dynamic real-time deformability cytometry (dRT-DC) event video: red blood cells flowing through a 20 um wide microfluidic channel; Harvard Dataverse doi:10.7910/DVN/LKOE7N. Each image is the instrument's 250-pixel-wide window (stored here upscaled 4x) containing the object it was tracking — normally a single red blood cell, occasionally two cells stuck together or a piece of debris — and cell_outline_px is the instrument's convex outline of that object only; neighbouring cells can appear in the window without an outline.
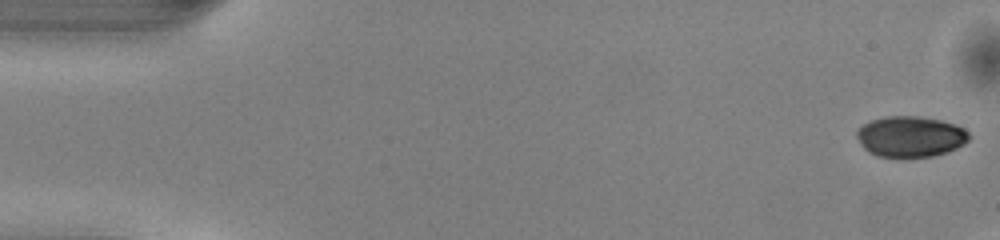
{"species": "common noctule bat (a hibernating species)", "species_latin": "Nyctalus noctula", "temperature_condition": "warm", "stored_images_in_passage": 44, "camera_frame_rate_fps": 3000, "um_per_image_px": 0.085, "animal": {"sex": "male", "body_mass_g": 13.0, "forearm_length_mm": 53.1}, "frame": {"image": 1, "passage_image": 1, "time_ms": 0.0, "image_size_px": [1000, 240], "cell_outline_px": [[968, 140], [964, 144], [956, 148], [932, 156], [880, 156], [868, 152], [860, 144], [856, 136], [856, 132], [864, 124], [872, 120], [888, 116], [920, 116], [940, 120], [956, 124], [964, 128], [968, 132]], "centroid_in_image_um": [77.38, 11.59], "position_along_channel_um": 7.6, "area_um2": 26.36}}
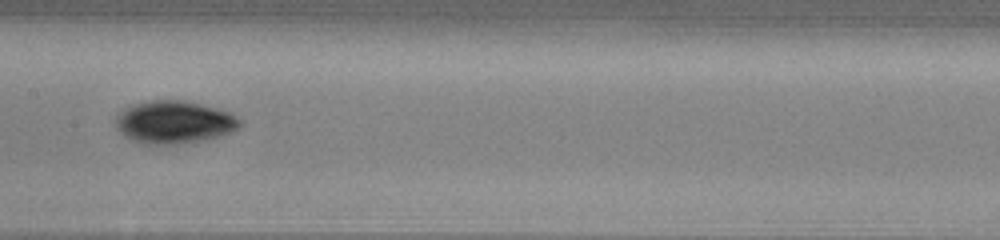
{"frame": {"image": 2, "passage_image": 25, "time_ms": 8.0, "image_size_px": [1000, 240], "cell_outline_px": [[244, 124], [240, 128], [220, 136], [204, 140], [172, 144], [144, 144], [132, 140], [124, 136], [116, 128], [116, 116], [124, 108], [132, 104], [152, 100], [184, 100], [232, 112]], "centroid_in_image_um": [14.82, 10.38], "position_along_channel_um": 192.6, "area_um2": 31.1}}
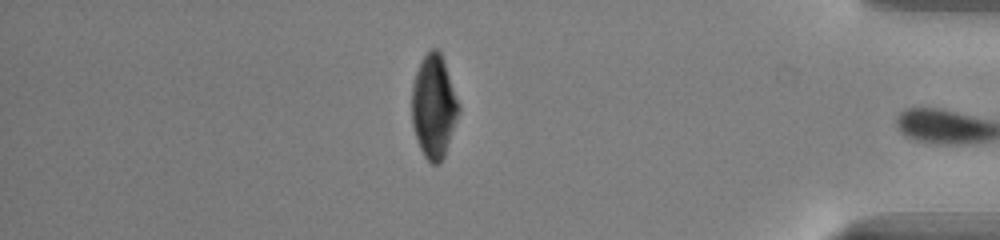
{"frame": {"image": 3, "passage_image": 43, "time_ms": 14.0, "image_size_px": [1000, 240], "cell_outline_px": [[460, 112], [444, 156], [436, 164], [432, 164], [424, 156], [420, 148], [412, 124], [412, 84], [420, 60], [432, 48], [436, 48], [440, 52], [444, 60], [460, 104]], "centroid_in_image_um": [36.88, 9.02], "position_along_channel_um": 398.3, "area_um2": 28.21}, "authors_computed_cell_mechanics": {"area_um2": 28.4954, "velocity_mm_per_s": 4.0887, "shape_relaxation_time_tau1_ms": 1.1114, "shape_relaxation_time_tau2_ms": null, "deformation_change_tau1": 0.0875, "deformation_change_tau2": null}}